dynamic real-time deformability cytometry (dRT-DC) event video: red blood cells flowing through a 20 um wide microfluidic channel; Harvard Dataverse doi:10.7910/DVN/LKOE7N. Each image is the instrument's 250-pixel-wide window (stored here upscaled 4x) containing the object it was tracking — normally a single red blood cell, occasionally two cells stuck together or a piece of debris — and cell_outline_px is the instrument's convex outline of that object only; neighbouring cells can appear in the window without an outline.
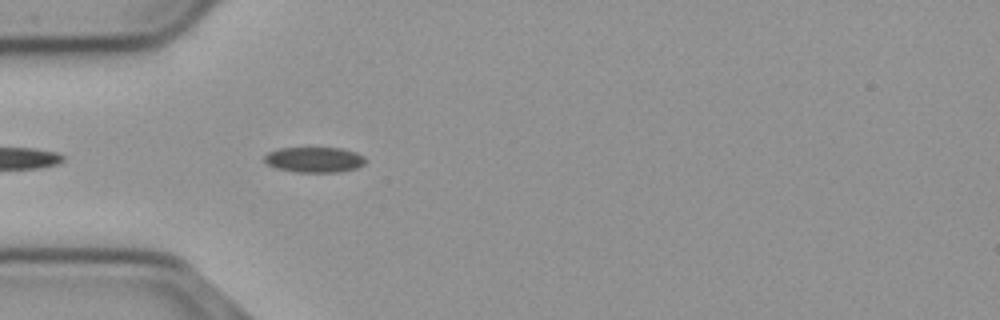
{"species": "common noctule bat (a hibernating species)", "species_latin": "Nyctalus noctula", "temperature_condition": "cold", "stored_images_in_passage": 8, "camera_frame_rate_fps": 3000, "um_per_image_px": 0.085, "animal": {"sex": "male", "body_mass_g": 23.1, "forearm_length_mm": 52.7}, "frame": {"image": 1, "passage_image": 4, "time_ms": 1.0, "image_size_px": [1000, 320], "cell_outline_px": [[364, 164], [356, 168], [340, 172], [296, 172], [276, 168], [268, 164], [264, 160], [264, 156], [268, 152], [280, 148], [340, 148], [356, 152], [364, 156]], "centroid_in_image_um": [26.71, 13.57], "position_along_channel_um": 58.3, "area_um2": 14.91}}